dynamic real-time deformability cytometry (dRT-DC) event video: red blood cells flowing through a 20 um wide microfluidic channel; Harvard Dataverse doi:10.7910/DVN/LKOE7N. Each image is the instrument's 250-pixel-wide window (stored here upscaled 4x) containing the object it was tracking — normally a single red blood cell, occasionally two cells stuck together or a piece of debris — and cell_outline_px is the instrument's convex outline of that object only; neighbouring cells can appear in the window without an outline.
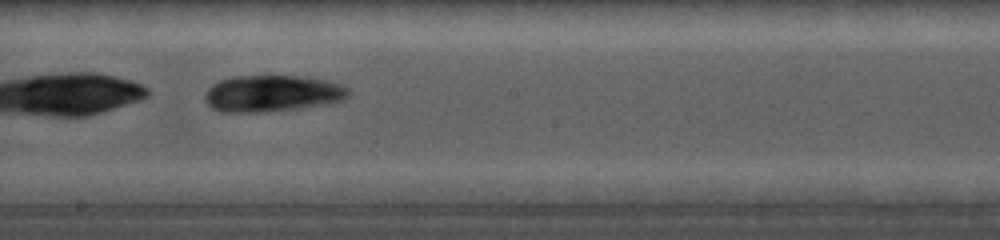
{"species": "common noctule bat (a hibernating species)", "species_latin": "Nyctalus noctula", "temperature_condition": "cold", "stored_images_in_passage": 8, "camera_frame_rate_fps": 5000, "um_per_image_px": 0.085, "animal": {"sex": "female", "body_mass_g": 19.0, "forearm_length_mm": 56.7}, "frame": {"image": 1, "passage_image": 5, "time_ms": 4.2, "image_size_px": [1000, 240], "cell_outline_px": [[348, 96], [344, 100], [328, 104], [300, 108], [268, 112], [220, 112], [212, 108], [204, 100], [204, 96], [208, 88], [212, 84], [220, 80], [236, 76], [308, 76], [328, 80], [340, 84], [348, 88]], "centroid_in_image_um": [23.15, 7.95], "position_along_channel_um": 225.0, "area_um2": 30.92}}